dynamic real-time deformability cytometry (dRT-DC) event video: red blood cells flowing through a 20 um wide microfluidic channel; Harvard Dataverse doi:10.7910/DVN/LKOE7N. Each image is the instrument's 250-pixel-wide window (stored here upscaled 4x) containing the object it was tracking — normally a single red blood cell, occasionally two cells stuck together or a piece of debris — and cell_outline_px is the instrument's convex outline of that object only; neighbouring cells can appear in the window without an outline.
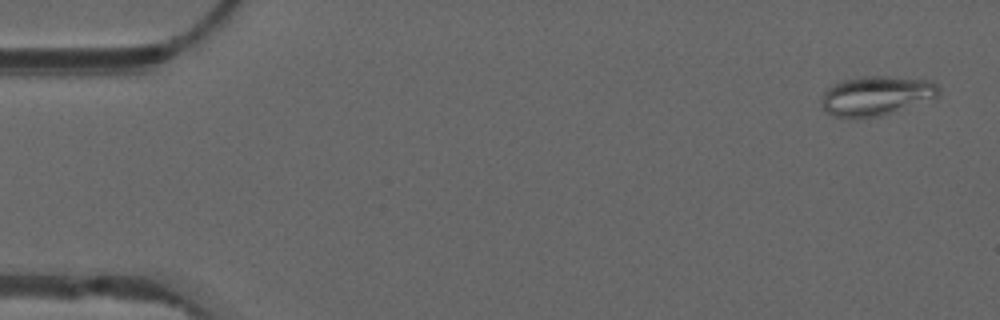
{"species": "common noctule bat (a hibernating species)", "species_latin": "Nyctalus noctula", "temperature_condition": "warm", "stored_images_in_passage": 53, "camera_frame_rate_fps": 3000, "um_per_image_px": 0.085, "animal": {"sex": "male", "forearm_length_mm": 52.5}, "frame": {"image": 1, "passage_image": 2, "time_ms": 0.333, "image_size_px": [1000, 320], "cell_outline_px": [[940, 96], [880, 116], [856, 120], [832, 116], [824, 112], [820, 104], [820, 100], [824, 92], [832, 84], [840, 80], [864, 76], [888, 76], [932, 80], [940, 88]], "centroid_in_image_um": [74.42, 8.15], "position_along_channel_um": 10.6, "area_um2": 27.63}}
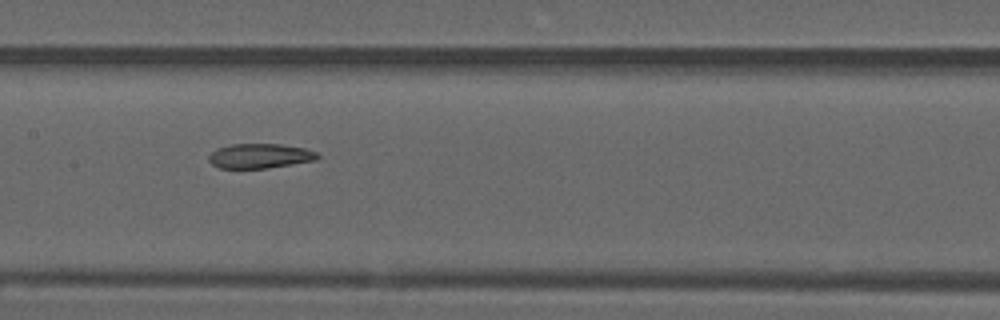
{"frame": {"image": 2, "passage_image": 26, "time_ms": 8.333, "image_size_px": [1000, 320], "cell_outline_px": [[320, 156], [316, 160], [268, 168], [220, 168], [212, 164], [208, 160], [208, 156], [216, 148], [232, 144], [280, 144], [304, 148], [316, 152]], "centroid_in_image_um": [22.07, 13.25], "position_along_channel_um": 185.3, "area_um2": 15.61}}
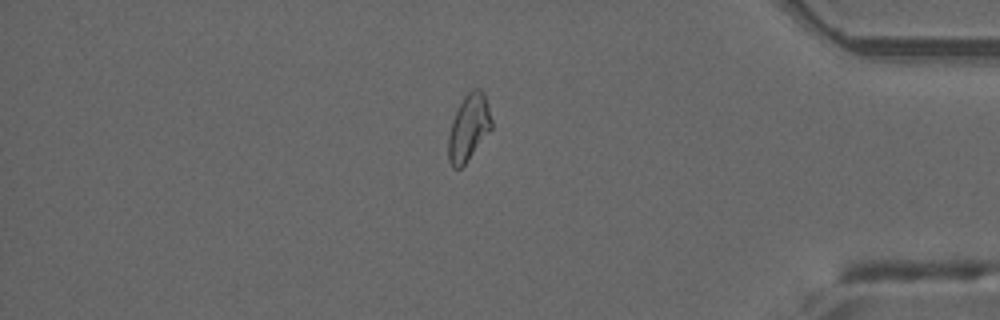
{"frame": {"image": 3, "passage_image": 45, "time_ms": 14.667, "image_size_px": [1000, 320], "cell_outline_px": [[492, 128], [464, 164], [460, 168], [452, 168], [448, 160], [448, 136], [452, 120], [464, 96], [472, 88], [480, 88], [484, 92], [492, 120]], "centroid_in_image_um": [39.83, 10.83], "position_along_channel_um": 395.4, "area_um2": 16.59}, "authors_computed_cell_mechanics": {"area_um2": 17.7446, "velocity_mm_per_s": 3.814, "shape_relaxation_time_tau1_ms": null, "shape_relaxation_time_tau2_ms": 6.6687, "deformation_change_tau1": null, "deformation_change_tau2": 0.1483}}